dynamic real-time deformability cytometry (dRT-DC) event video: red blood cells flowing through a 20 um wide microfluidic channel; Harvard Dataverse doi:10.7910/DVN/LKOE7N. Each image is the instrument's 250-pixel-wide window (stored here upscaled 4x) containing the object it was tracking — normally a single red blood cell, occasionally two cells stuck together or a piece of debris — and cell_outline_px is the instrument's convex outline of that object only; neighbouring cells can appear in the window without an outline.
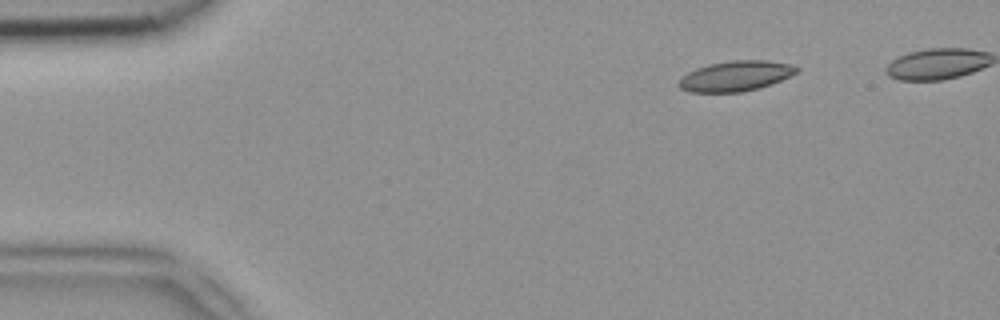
{"species": "common noctule bat (a hibernating species)", "species_latin": "Nyctalus noctula", "temperature_condition": "room temperature", "stored_images_in_passage": 39, "camera_frame_rate_fps": 3000, "um_per_image_px": 0.085, "animal": {"sex": "female", "body_mass_g": 18.4}, "frame": {"image": 1, "passage_image": 1, "time_ms": 0.0, "image_size_px": [1000, 320], "cell_outline_px": [[800, 68], [796, 72], [780, 80], [760, 88], [740, 92], [688, 92], [680, 88], [676, 84], [688, 72], [696, 68], [708, 64], [732, 60], [768, 60], [792, 64]], "centroid_in_image_um": [62.51, 6.45], "position_along_channel_um": 22.5, "area_um2": 20.75}}
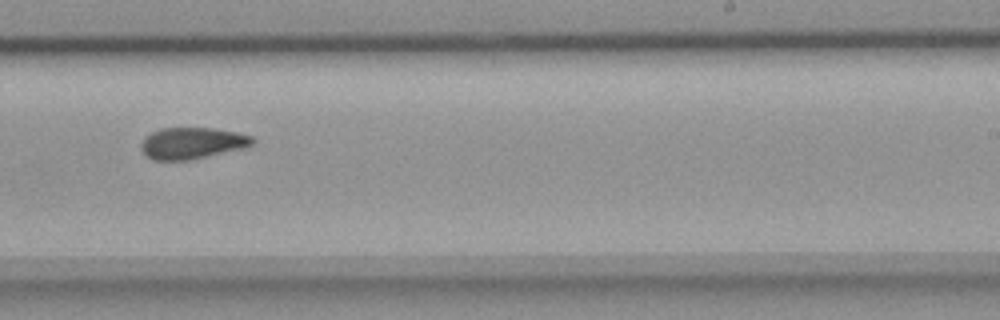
{"frame": {"image": 2, "passage_image": 25, "time_ms": 8.0, "image_size_px": [1000, 320], "cell_outline_px": [[256, 140], [252, 144], [240, 148], [192, 160], [152, 160], [140, 148], [140, 144], [144, 136], [160, 128], [212, 128], [236, 132], [252, 136]], "centroid_in_image_um": [16.28, 12.16], "position_along_channel_um": 272.7, "area_um2": 20.35}}
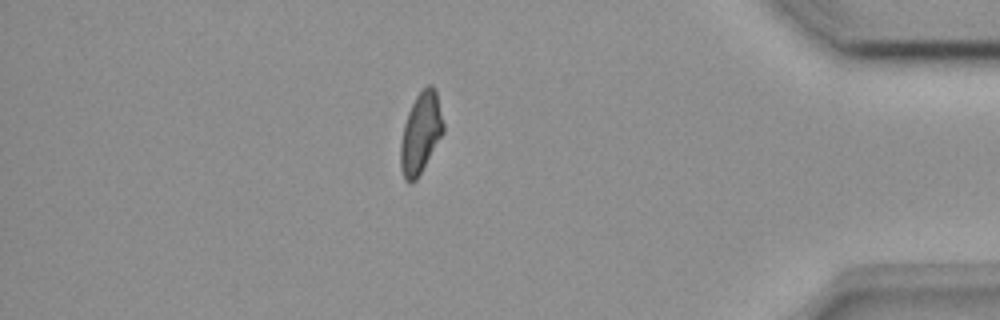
{"frame": {"image": 3, "passage_image": 37, "time_ms": 12.0, "image_size_px": [1000, 320], "cell_outline_px": [[444, 132], [416, 180], [412, 184], [408, 184], [404, 180], [400, 168], [400, 144], [404, 124], [408, 112], [416, 96], [428, 84], [432, 84], [436, 88], [444, 124]], "centroid_in_image_um": [35.75, 11.32], "position_along_channel_um": 399.4, "area_um2": 20.29}}